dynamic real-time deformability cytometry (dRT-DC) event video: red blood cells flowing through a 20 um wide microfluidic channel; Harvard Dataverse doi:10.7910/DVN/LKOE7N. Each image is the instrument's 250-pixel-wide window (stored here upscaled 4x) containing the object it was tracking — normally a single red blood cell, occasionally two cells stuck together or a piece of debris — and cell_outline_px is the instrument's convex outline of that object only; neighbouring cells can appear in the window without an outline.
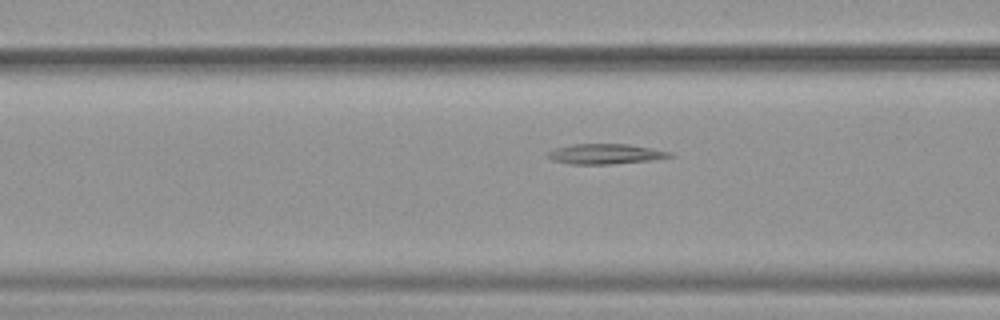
{"species": "common noctule bat (a hibernating species)", "species_latin": "Nyctalus noctula", "temperature_condition": "warm", "stored_images_in_passage": 37, "camera_frame_rate_fps": 3000, "um_per_image_px": 0.085, "animal": {"sex": "female", "body_mass_g": 19.9}, "frame": {"image": 1, "passage_image": 16, "time_ms": 5.0, "image_size_px": [1000, 320], "cell_outline_px": [[676, 156], [652, 160], [612, 164], [572, 164], [552, 160], [548, 156], [548, 152], [556, 148], [572, 144], [628, 144], [652, 148], [672, 152]], "centroid_in_image_um": [51.51, 13.08], "position_along_channel_um": 115.1, "area_um2": 14.33}}
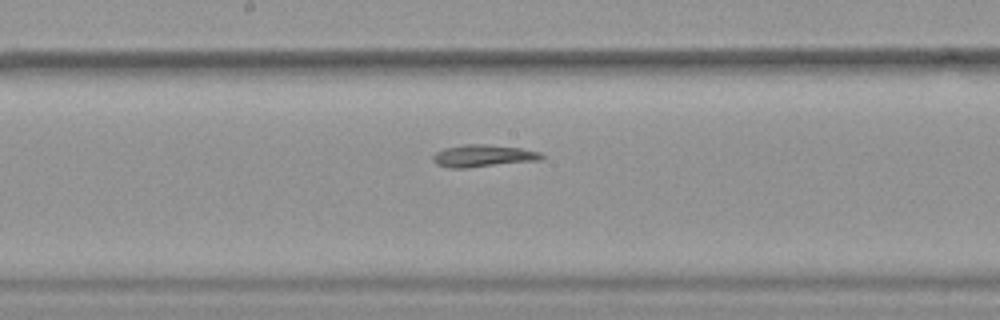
{"frame": {"image": 2, "passage_image": 23, "time_ms": 7.333, "image_size_px": [1000, 320], "cell_outline_px": [[544, 156], [540, 160], [468, 168], [448, 168], [436, 164], [432, 160], [432, 156], [436, 152], [444, 148], [464, 144], [484, 144], [520, 148], [540, 152]], "centroid_in_image_um": [41.02, 13.25], "position_along_channel_um": 207.2, "area_um2": 14.1}}
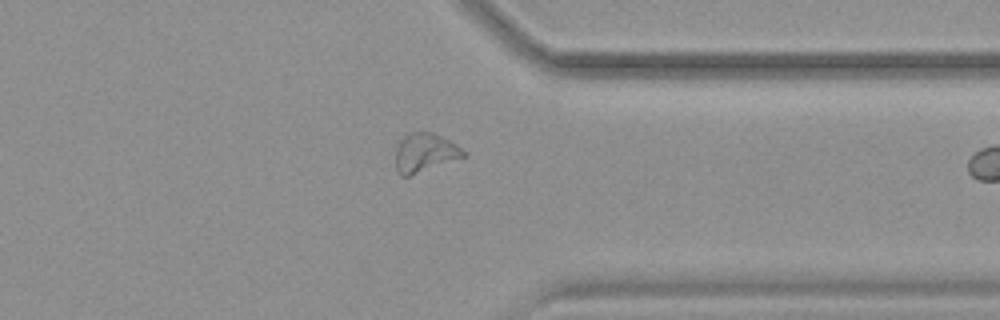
{"frame": {"image": 3, "passage_image": 36, "time_ms": 11.667, "image_size_px": [1000, 320], "cell_outline_px": [[468, 156], [408, 176], [400, 176], [396, 168], [396, 148], [400, 140], [404, 136], [412, 132], [432, 132], [456, 144], [468, 152]], "centroid_in_image_um": [36.14, 12.98], "position_along_channel_um": 375.3, "area_um2": 15.37}}